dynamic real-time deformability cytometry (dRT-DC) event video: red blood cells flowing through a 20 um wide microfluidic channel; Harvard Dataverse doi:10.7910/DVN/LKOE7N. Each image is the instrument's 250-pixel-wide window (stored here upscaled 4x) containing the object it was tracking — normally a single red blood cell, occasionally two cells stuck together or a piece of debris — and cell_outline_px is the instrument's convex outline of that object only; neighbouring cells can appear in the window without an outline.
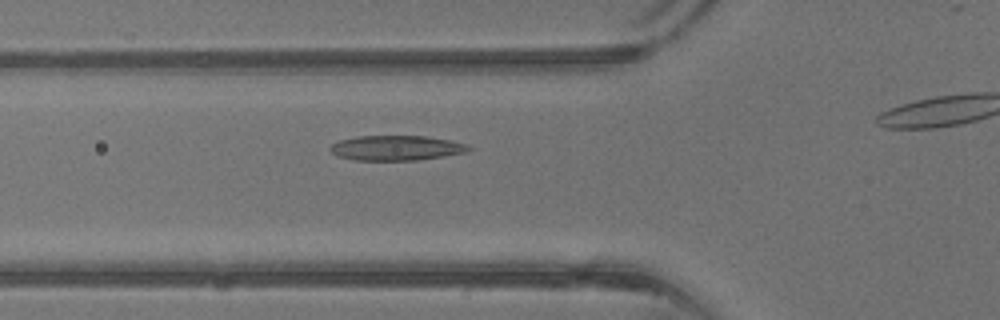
{"species": "common noctule bat (a hibernating species)", "species_latin": "Nyctalus noctula", "temperature_condition": "warm", "stored_images_in_passage": 23, "camera_frame_rate_fps": 3000, "um_per_image_px": 0.085, "animal": {"sex": "male", "body_mass_g": 13.3}, "frame": {"image": 1, "passage_image": 4, "time_ms": 1.0, "image_size_px": [1000, 320], "cell_outline_px": [[472, 148], [464, 152], [444, 156], [416, 160], [356, 160], [336, 156], [328, 148], [332, 144], [340, 140], [356, 136], [428, 136], [468, 144]], "centroid_in_image_um": [33.66, 12.57], "position_along_channel_um": 92.1, "area_um2": 20.06}}
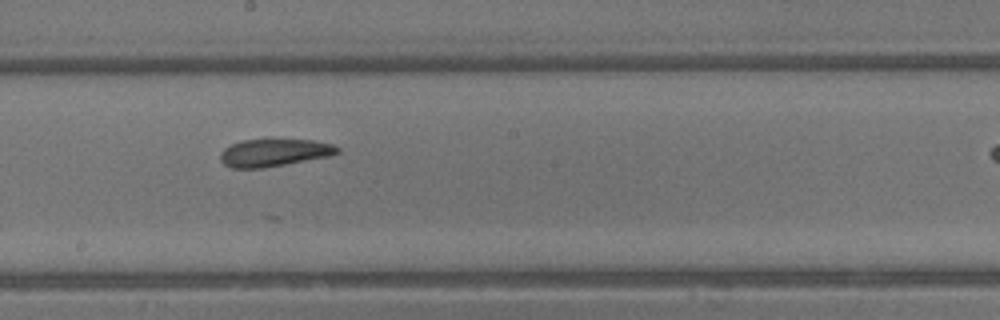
{"frame": {"image": 2, "passage_image": 12, "time_ms": 3.667, "image_size_px": [1000, 320], "cell_outline_px": [[340, 152], [328, 156], [264, 168], [232, 168], [224, 164], [220, 160], [220, 152], [224, 148], [240, 140], [312, 140], [332, 144], [340, 148]], "centroid_in_image_um": [23.27, 12.98], "position_along_channel_um": 224.9, "area_um2": 18.61}}
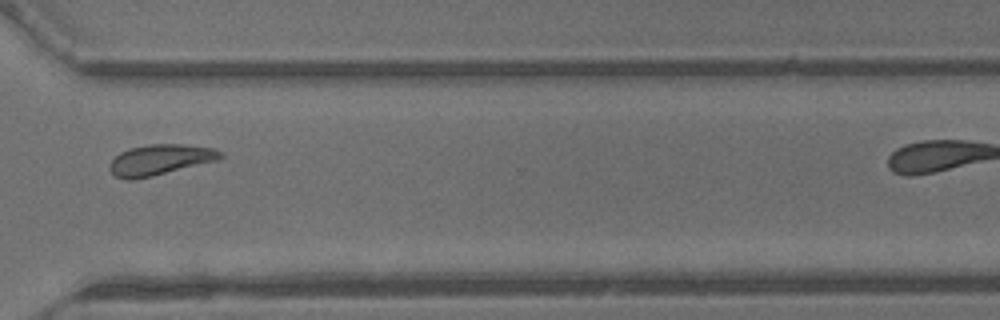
{"frame": {"image": 3, "passage_image": 20, "time_ms": 6.333, "image_size_px": [1000, 320], "cell_outline_px": [[224, 156], [220, 160], [152, 176], [132, 180], [124, 180], [116, 176], [108, 168], [112, 160], [120, 152], [128, 148], [148, 144], [180, 144], [212, 148], [224, 152]], "centroid_in_image_um": [13.62, 13.58], "position_along_channel_um": 357.0, "area_um2": 19.88}}